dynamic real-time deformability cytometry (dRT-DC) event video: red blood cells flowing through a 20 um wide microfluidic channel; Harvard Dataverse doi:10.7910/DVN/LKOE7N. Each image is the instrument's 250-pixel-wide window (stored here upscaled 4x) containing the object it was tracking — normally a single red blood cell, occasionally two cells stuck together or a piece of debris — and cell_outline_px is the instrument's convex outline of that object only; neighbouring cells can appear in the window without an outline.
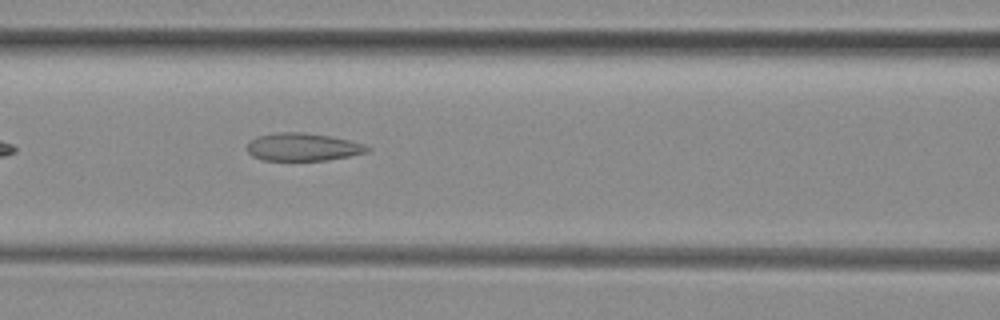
{"species": "common noctule bat (a hibernating species)", "species_latin": "Nyctalus noctula", "temperature_condition": "room temperature", "stored_images_in_passage": 30, "camera_frame_rate_fps": 3000, "um_per_image_px": 0.085, "animal": {"sex": "female", "body_mass_g": 29.2, "forearm_length_mm": 56.3}, "frame": {"image": 1, "passage_image": 7, "time_ms": 2.0, "image_size_px": [1000, 320], "cell_outline_px": [[372, 148], [368, 152], [328, 160], [264, 160], [252, 156], [248, 152], [248, 144], [256, 136], [280, 132], [304, 132], [328, 136], [348, 140], [364, 144]], "centroid_in_image_um": [25.75, 12.49], "position_along_channel_um": 140.8, "area_um2": 19.31}}
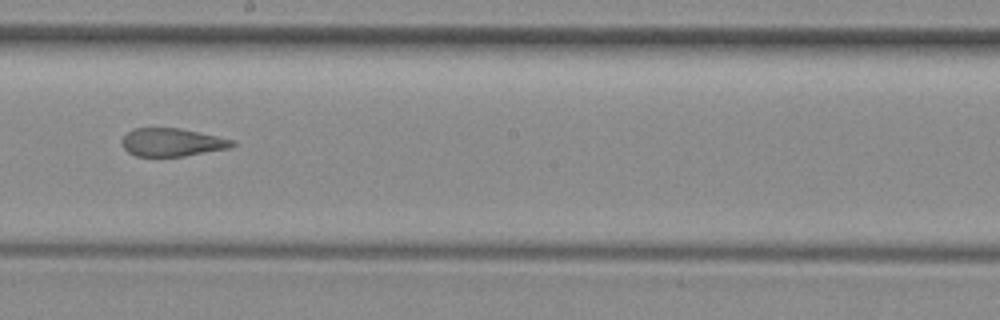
{"frame": {"image": 2, "passage_image": 14, "time_ms": 4.333, "image_size_px": [1000, 320], "cell_outline_px": [[236, 144], [228, 148], [184, 156], [136, 156], [128, 152], [124, 148], [124, 136], [128, 132], [136, 128], [180, 128], [216, 136], [232, 140]], "centroid_in_image_um": [14.62, 12.1], "position_along_channel_um": 233.6, "area_um2": 17.63}}
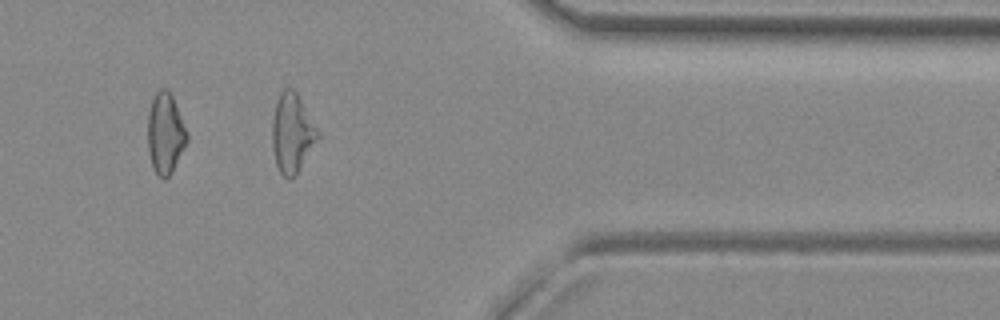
{"frame": {"image": 3, "passage_image": 27, "time_ms": 8.667, "image_size_px": [1000, 320], "cell_outline_px": [[320, 136], [296, 176], [292, 180], [288, 180], [280, 172], [276, 164], [272, 148], [272, 120], [276, 100], [280, 92], [284, 88], [292, 88], [296, 92], [320, 132]], "centroid_in_image_um": [24.83, 11.34], "position_along_channel_um": 386.6, "area_um2": 21.27}, "authors_computed_cell_mechanics": {"area_um2": 19.3052, "velocity_mm_per_s": 3.9878, "shape_relaxation_time_tau1_ms": null, "shape_relaxation_time_tau2_ms": 2.3825, "deformation_change_tau1": null, "deformation_change_tau2": 0.1231}}